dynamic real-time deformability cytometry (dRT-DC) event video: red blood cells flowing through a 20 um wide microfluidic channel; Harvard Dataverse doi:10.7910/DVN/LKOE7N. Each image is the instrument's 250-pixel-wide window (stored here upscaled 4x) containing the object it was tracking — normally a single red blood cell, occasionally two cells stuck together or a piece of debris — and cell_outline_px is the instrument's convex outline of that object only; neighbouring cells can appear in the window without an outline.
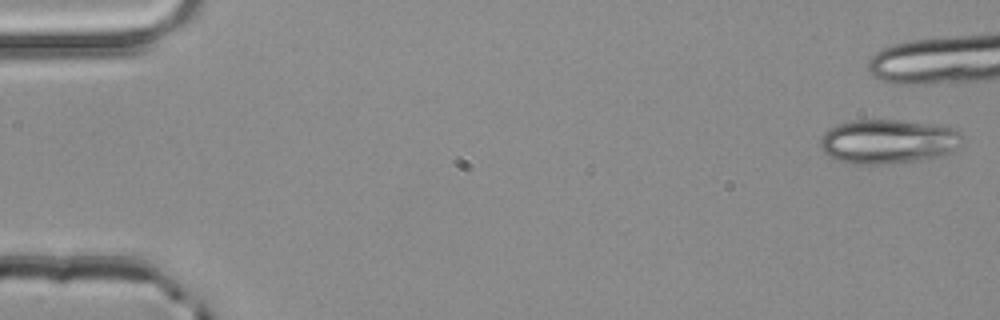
{"species": "common noctule bat (a hibernating species)", "species_latin": "Nyctalus noctula", "temperature_condition": "room temperature", "stored_images_in_passage": 10, "camera_frame_rate_fps": 3000, "um_per_image_px": 0.085, "animal": {"sex": "male", "body_mass_g": 20.4}, "frame": {"image": 1, "passage_image": 1, "time_ms": 0.0, "image_size_px": [1000, 320], "cell_outline_px": [[964, 140], [956, 148], [948, 152], [936, 156], [916, 160], [884, 164], [852, 164], [828, 156], [820, 148], [820, 136], [828, 128], [852, 120], [896, 120], [936, 124], [956, 128], [964, 136]], "centroid_in_image_um": [75.48, 12.01], "position_along_channel_um": 9.5, "area_um2": 36.7}}